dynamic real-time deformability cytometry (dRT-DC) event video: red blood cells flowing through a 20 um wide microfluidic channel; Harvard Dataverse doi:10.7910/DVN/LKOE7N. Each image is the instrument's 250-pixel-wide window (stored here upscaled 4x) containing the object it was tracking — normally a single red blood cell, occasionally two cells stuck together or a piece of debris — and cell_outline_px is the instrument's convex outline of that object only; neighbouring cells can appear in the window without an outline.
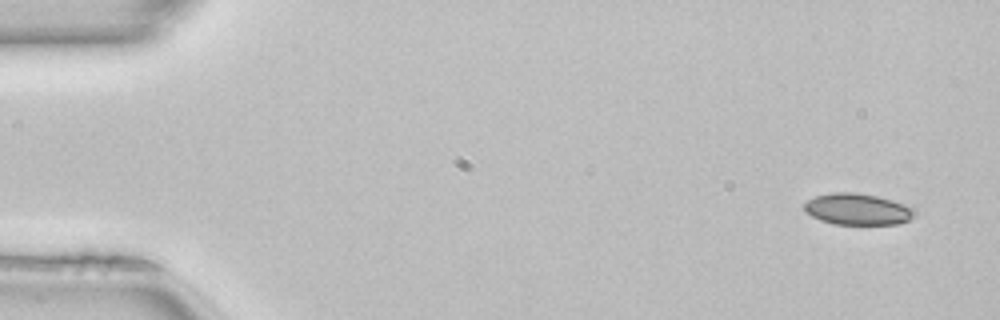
{"species": "common noctule bat (a hibernating species)", "species_latin": "Nyctalus noctula", "temperature_condition": "room temperature", "stored_images_in_passage": 48, "camera_frame_rate_fps": 3000, "um_per_image_px": 0.085, "animal": {"sex": "female", "body_mass_g": 22.7, "forearm_length_mm": 54.2}, "frame": {"image": 1, "passage_image": 1, "time_ms": 0.0, "image_size_px": [1000, 320], "cell_outline_px": [[916, 216], [900, 224], [832, 224], [820, 220], [804, 212], [804, 204], [808, 200], [816, 196], [832, 192], [856, 192], [876, 196], [892, 200], [916, 208]], "centroid_in_image_um": [72.91, 17.78], "position_along_channel_um": 12.1, "area_um2": 20.4}}
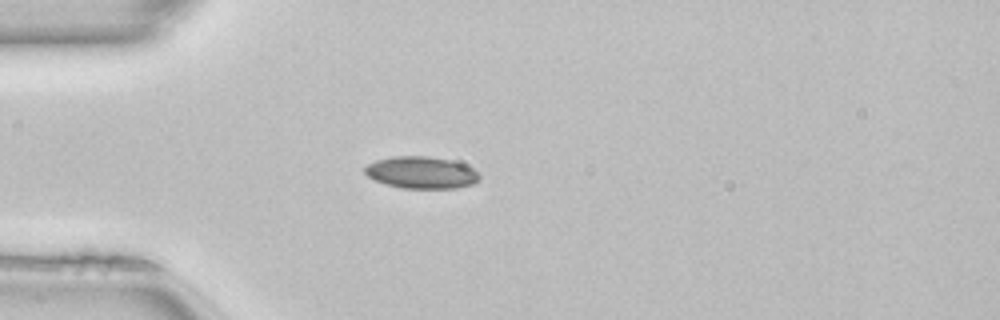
{"frame": {"image": 2, "passage_image": 12, "time_ms": 3.667, "image_size_px": [1000, 320], "cell_outline_px": [[480, 180], [472, 184], [456, 188], [404, 188], [388, 184], [376, 180], [368, 176], [364, 172], [364, 168], [368, 164], [376, 160], [392, 156], [428, 156], [452, 160], [464, 164], [472, 168], [480, 176]], "centroid_in_image_um": [35.83, 14.65], "position_along_channel_um": 49.2, "area_um2": 21.27}, "authors_computed_cell_mechanics": {"area_um2": 20.2011, "velocity_mm_per_s": 4.0859, "shape_relaxation_time_tau1_ms": null, "shape_relaxation_time_tau2_ms": 2.5375, "deformation_change_tau1": null, "deformation_change_tau2": 0.0704}}